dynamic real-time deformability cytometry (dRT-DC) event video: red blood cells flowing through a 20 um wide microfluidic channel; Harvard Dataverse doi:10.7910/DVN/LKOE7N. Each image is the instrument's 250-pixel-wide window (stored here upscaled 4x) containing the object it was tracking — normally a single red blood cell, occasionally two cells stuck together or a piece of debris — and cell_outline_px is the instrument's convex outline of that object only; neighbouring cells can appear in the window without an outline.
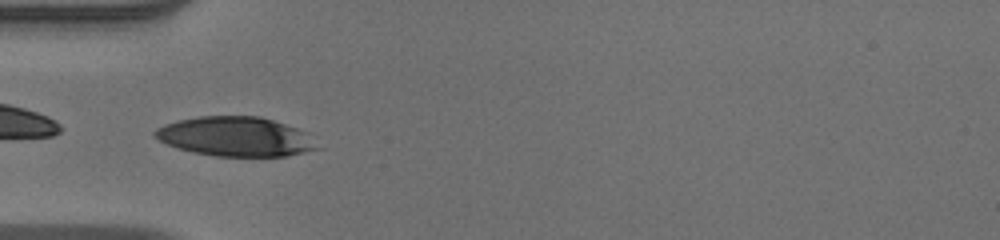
{"species": "human", "species_latin": "Homo sapiens", "temperature_condition": "warm", "stored_images_in_passage": 36, "camera_frame_rate_fps": 3000, "um_per_image_px": 0.085, "donor": {"sex": "male"}, "frame": {"image": 1, "passage_image": 1, "time_ms": 0.0, "image_size_px": [1000, 240], "cell_outline_px": [[324, 148], [288, 156], [216, 156], [192, 152], [168, 144], [152, 136], [152, 132], [156, 128], [164, 124], [176, 120], [200, 116], [260, 116], [308, 132]], "centroid_in_image_um": [20.07, 11.61], "position_along_channel_um": 64.9, "area_um2": 37.69}}
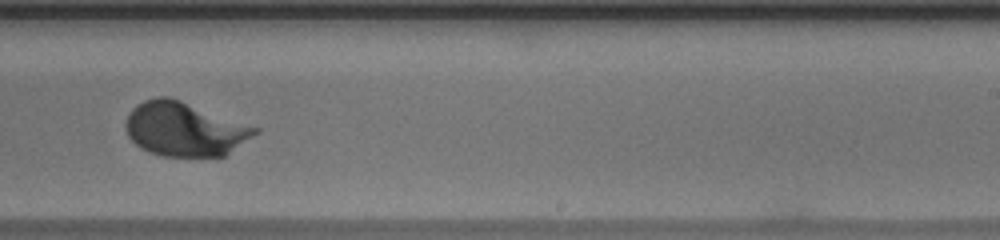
{"frame": {"image": 2, "passage_image": 17, "time_ms": 5.333, "image_size_px": [1000, 240], "cell_outline_px": [[260, 132], [224, 156], [164, 156], [148, 152], [136, 144], [128, 136], [124, 128], [124, 124], [132, 108], [136, 104], [144, 100], [160, 96], [168, 96], [180, 100], [260, 128]], "centroid_in_image_um": [15.68, 10.97], "position_along_channel_um": 273.3, "area_um2": 40.69}}
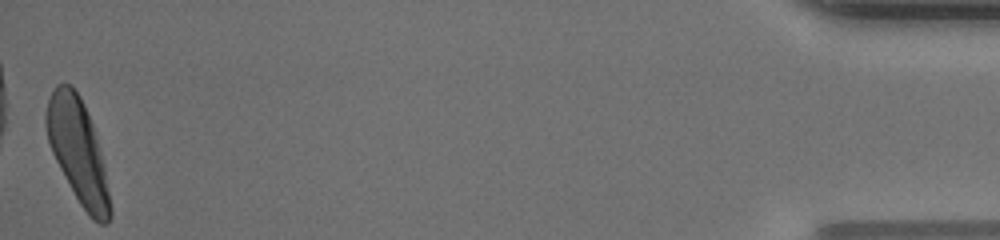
{"frame": {"image": 3, "passage_image": 36, "time_ms": 11.667, "image_size_px": [1000, 240], "cell_outline_px": [[112, 216], [108, 224], [100, 224], [92, 220], [80, 204], [60, 168], [52, 152], [48, 140], [44, 120], [44, 116], [48, 100], [56, 84], [68, 84], [80, 96], [84, 104], [92, 124], [100, 148], [112, 208]], "centroid_in_image_um": [6.63, 12.88], "position_along_channel_um": 428.6, "area_um2": 38.32}}